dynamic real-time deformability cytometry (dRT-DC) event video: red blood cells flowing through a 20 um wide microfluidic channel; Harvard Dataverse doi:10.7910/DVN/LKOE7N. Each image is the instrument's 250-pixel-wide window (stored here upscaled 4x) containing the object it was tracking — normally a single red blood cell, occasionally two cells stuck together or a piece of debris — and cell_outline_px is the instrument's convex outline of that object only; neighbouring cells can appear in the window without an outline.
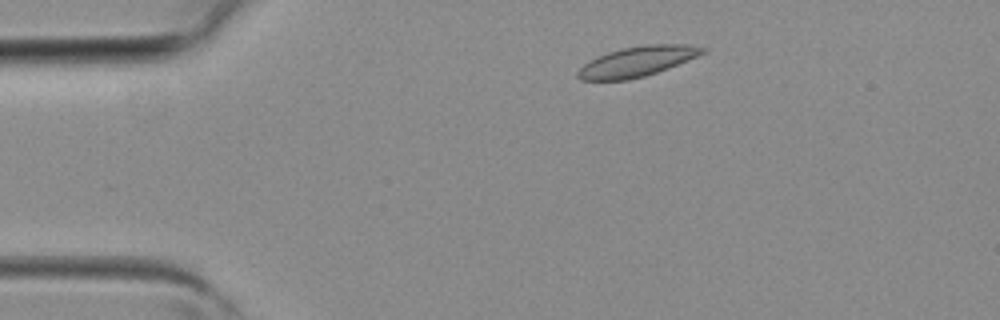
{"species": "common noctule bat (a hibernating species)", "species_latin": "Nyctalus noctula", "temperature_condition": "room temperature", "stored_images_in_passage": 3, "camera_frame_rate_fps": 3000, "um_per_image_px": 0.085, "animal": {"sex": "female", "body_mass_g": 19.3, "forearm_length_mm": 54.1}, "frame": {"image": 1, "passage_image": 2, "time_ms": 0.333, "image_size_px": [1000, 320], "cell_outline_px": [[708, 52], [668, 68], [644, 76], [628, 80], [580, 80], [576, 76], [576, 72], [588, 60], [596, 56], [620, 48], [644, 44], [688, 44], [708, 48]], "centroid_in_image_um": [54.17, 5.21], "position_along_channel_um": 30.8, "area_um2": 22.14}}